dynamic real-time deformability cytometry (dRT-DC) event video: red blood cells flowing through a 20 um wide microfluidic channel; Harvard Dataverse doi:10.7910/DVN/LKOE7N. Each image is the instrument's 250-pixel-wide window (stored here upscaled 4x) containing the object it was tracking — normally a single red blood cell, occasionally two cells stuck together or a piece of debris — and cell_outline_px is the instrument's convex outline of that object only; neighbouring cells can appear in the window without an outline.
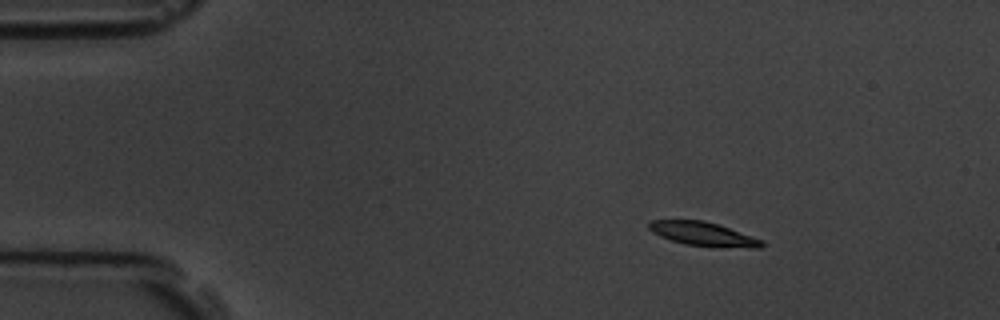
{"species": "common noctule bat (a hibernating species)", "species_latin": "Nyctalus noctula", "temperature_condition": "room temperature", "stored_images_in_passage": 5, "camera_frame_rate_fps": 3000, "um_per_image_px": 0.085, "animal": {"sex": "male", "body_mass_g": 19.5, "forearm_length_mm": 54.6}, "frame": {"image": 1, "passage_image": 2, "time_ms": 1.333, "image_size_px": [1000, 320], "cell_outline_px": [[764, 244], [760, 248], [752, 248], [684, 244], [660, 236], [652, 232], [648, 228], [648, 224], [652, 220], [704, 220], [764, 240]], "centroid_in_image_um": [59.76, 19.88], "position_along_channel_um": 25.2, "area_um2": 15.32}}
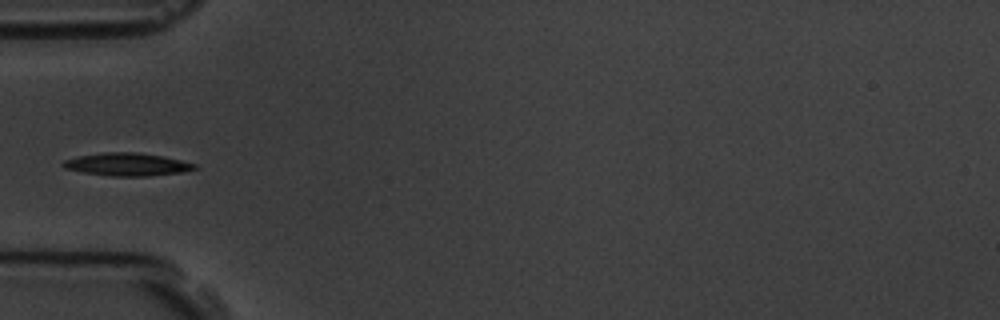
{"frame": {"image": 2, "passage_image": 5, "time_ms": 4.667, "image_size_px": [1000, 320], "cell_outline_px": [[200, 168], [180, 172], [148, 176], [112, 176], [84, 172], [64, 168], [60, 164], [64, 160], [76, 156], [104, 152], [140, 152], [164, 156], [196, 164]], "centroid_in_image_um": [10.8, 13.96], "position_along_channel_um": 74.2, "area_um2": 17.57}}